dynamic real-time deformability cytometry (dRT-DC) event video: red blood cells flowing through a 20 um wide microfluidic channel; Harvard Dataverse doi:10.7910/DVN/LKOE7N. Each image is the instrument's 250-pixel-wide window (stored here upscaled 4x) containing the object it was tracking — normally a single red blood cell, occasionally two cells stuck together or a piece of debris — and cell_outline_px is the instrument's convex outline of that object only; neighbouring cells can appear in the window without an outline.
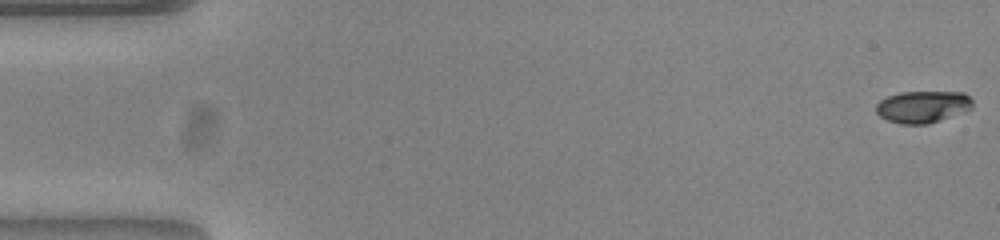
{"species": "common noctule bat (a hibernating species)", "species_latin": "Nyctalus noctula", "temperature_condition": "warm", "stored_images_in_passage": 53, "camera_frame_rate_fps": 3000, "um_per_image_px": 0.085, "animal": {"sex": "female", "body_mass_g": 23.0, "forearm_length_mm": 53.4}, "frame": {"image": 1, "passage_image": 1, "time_ms": 0.0, "image_size_px": [1000, 240], "cell_outline_px": [[972, 108], [964, 112], [928, 124], [900, 124], [888, 120], [880, 116], [876, 112], [876, 104], [880, 100], [888, 96], [900, 92], [964, 92], [972, 100]], "centroid_in_image_um": [78.43, 9.07], "position_along_channel_um": 6.6, "area_um2": 17.98}}
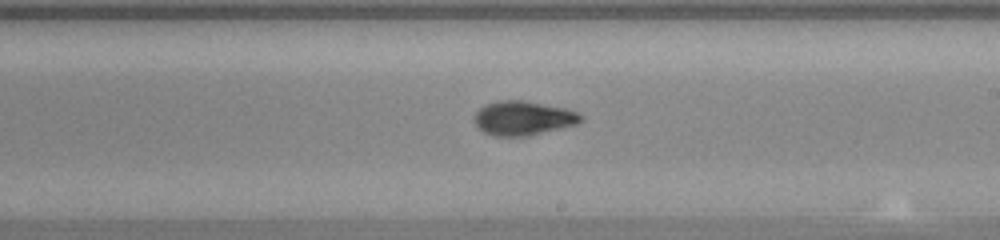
{"frame": {"image": 2, "passage_image": 31, "time_ms": 10.0, "image_size_px": [1000, 240], "cell_outline_px": [[580, 120], [576, 124], [528, 136], [496, 136], [484, 132], [476, 124], [476, 112], [484, 104], [500, 100], [520, 100], [564, 108], [576, 112], [580, 116]], "centroid_in_image_um": [44.43, 10.04], "position_along_channel_um": 244.6, "area_um2": 20.69}}
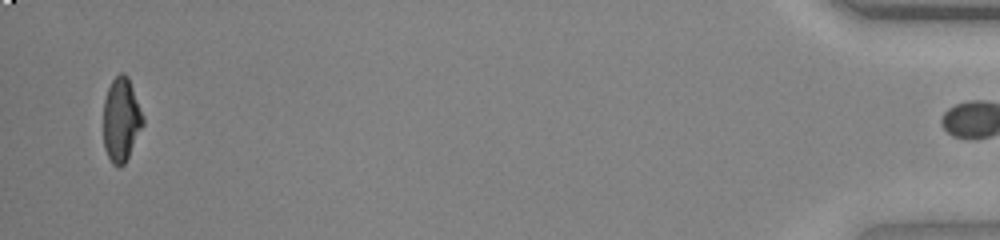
{"frame": {"image": 3, "passage_image": 52, "time_ms": 17.0, "image_size_px": [1000, 240], "cell_outline_px": [[144, 124], [124, 164], [120, 168], [112, 164], [104, 148], [104, 100], [108, 88], [112, 80], [120, 72], [124, 72], [128, 76], [144, 116]], "centroid_in_image_um": [10.31, 10.16], "position_along_channel_um": 424.9, "area_um2": 19.36}, "authors_computed_cell_mechanics": {"area_um2": 19.941, "velocity_mm_per_s": 3.8796, "shape_relaxation_time_tau1_ms": 5.2169, "shape_relaxation_time_tau2_ms": 1.4539, "deformation_change_tau1": 0.2515, "deformation_change_tau2": 0.0674}}